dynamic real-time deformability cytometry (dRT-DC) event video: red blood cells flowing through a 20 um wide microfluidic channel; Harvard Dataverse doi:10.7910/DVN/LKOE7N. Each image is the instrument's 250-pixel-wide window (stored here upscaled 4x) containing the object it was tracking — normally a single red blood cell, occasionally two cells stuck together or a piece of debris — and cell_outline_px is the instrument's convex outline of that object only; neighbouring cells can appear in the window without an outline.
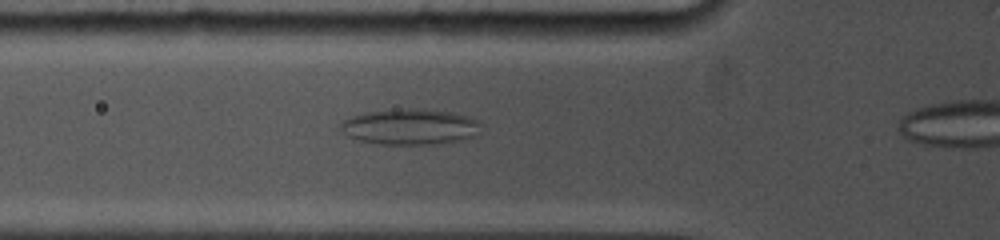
{"species": "common noctule bat (a hibernating species)", "species_latin": "Nyctalus noctula", "temperature_condition": "cold", "stored_images_in_passage": 20, "camera_frame_rate_fps": 5000, "um_per_image_px": 0.085, "animal": {"sex": "female", "body_mass_g": 19.0, "forearm_length_mm": 53.3}, "frame": {"image": 1, "passage_image": 4, "time_ms": 2.0, "image_size_px": [1000, 240], "cell_outline_px": [[480, 124], [476, 136], [464, 140], [440, 144], [380, 144], [360, 140], [348, 136], [340, 132], [340, 124], [344, 120], [352, 116], [364, 112], [396, 108], [424, 108], [456, 112], [480, 120]], "centroid_in_image_um": [34.89, 10.76], "position_along_channel_um": 90.9, "area_um2": 29.94}}
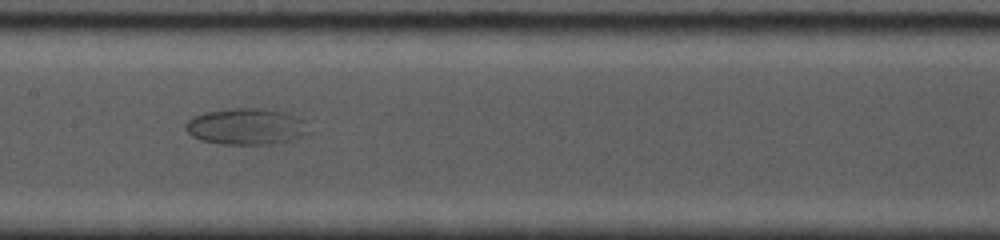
{"frame": {"image": 2, "passage_image": 8, "time_ms": 4.6, "image_size_px": [1000, 240], "cell_outline_px": [[312, 132], [308, 136], [292, 140], [272, 144], [220, 144], [200, 140], [192, 136], [184, 128], [184, 124], [192, 116], [208, 112], [232, 108], [264, 108], [284, 112], [296, 116], [304, 120]], "centroid_in_image_um": [20.98, 10.76], "position_along_channel_um": 186.4, "area_um2": 26.53}}
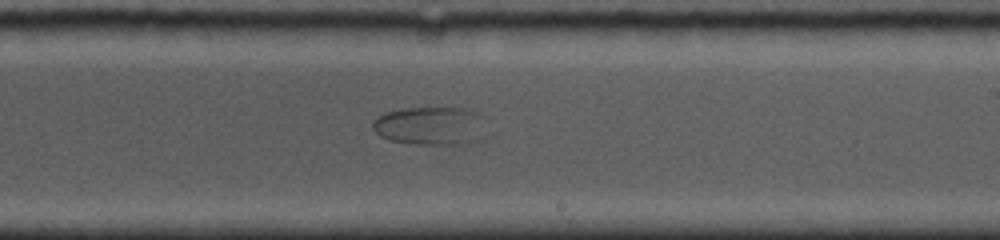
{"frame": {"image": 3, "passage_image": 11, "time_ms": 6.4, "image_size_px": [1000, 240], "cell_outline_px": [[496, 132], [480, 140], [452, 144], [416, 144], [388, 140], [380, 136], [372, 128], [372, 120], [384, 112], [404, 108], [464, 108], [480, 112], [484, 116]], "centroid_in_image_um": [36.77, 10.69], "position_along_channel_um": 252.2, "area_um2": 26.7}}